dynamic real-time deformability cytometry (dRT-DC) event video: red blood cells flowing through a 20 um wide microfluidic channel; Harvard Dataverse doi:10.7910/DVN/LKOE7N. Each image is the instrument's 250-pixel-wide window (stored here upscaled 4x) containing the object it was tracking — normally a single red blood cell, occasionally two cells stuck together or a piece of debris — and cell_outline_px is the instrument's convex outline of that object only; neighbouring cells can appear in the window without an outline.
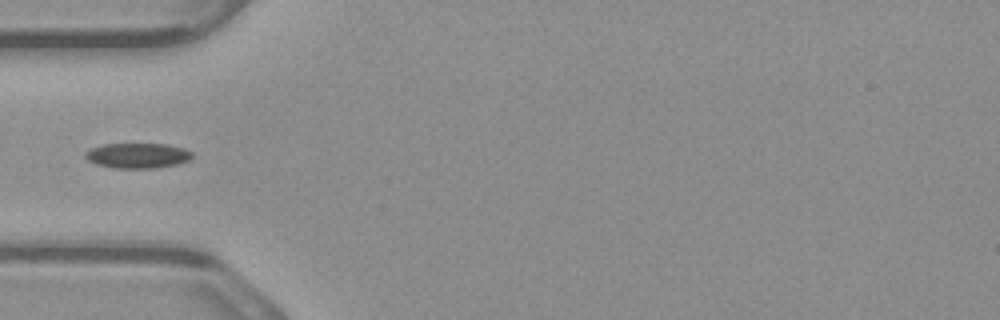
{"species": "common noctule bat (a hibernating species)", "species_latin": "Nyctalus noctula", "temperature_condition": "warm", "stored_images_in_passage": 5, "segment_of_instrument_passage": [2, 2], "camera_frame_rate_fps": 3000, "um_per_image_px": 0.085, "animal": {"sex": "male", "body_mass_g": 23.1, "forearm_length_mm": 52.7}, "frame": {"image": 1, "passage_image": 5, "time_ms": 1.333, "image_size_px": [1000, 320], "cell_outline_px": [[192, 156], [188, 160], [176, 164], [156, 168], [116, 168], [96, 164], [88, 160], [84, 156], [84, 152], [92, 148], [104, 144], [168, 144], [184, 148], [192, 152]], "centroid_in_image_um": [11.69, 13.22], "position_along_channel_um": 73.3, "area_um2": 15.61}}